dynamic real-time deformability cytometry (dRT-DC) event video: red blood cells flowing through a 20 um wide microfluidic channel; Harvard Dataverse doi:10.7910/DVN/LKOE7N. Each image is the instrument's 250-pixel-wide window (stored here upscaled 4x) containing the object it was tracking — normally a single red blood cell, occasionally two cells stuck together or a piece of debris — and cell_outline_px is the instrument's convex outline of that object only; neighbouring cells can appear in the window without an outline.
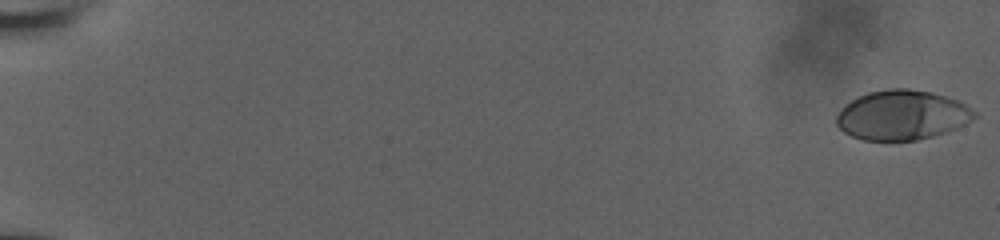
{"species": "human", "species_latin": "Homo sapiens", "temperature_condition": "room temperature", "stored_images_in_passage": 58, "camera_frame_rate_fps": 3000, "um_per_image_px": 0.085, "donor": {"sex": "male"}, "frame": {"image": 1, "passage_image": 1, "time_ms": 0.0, "image_size_px": [1000, 240], "cell_outline_px": [[976, 116], [972, 120], [956, 128], [932, 136], [916, 140], [864, 140], [852, 136], [844, 132], [836, 124], [836, 116], [840, 108], [852, 100], [868, 92], [888, 88], [908, 88], [932, 92], [956, 100], [964, 104], [976, 112]], "centroid_in_image_um": [76.65, 9.77], "position_along_channel_um": 8.4, "area_um2": 39.71}}
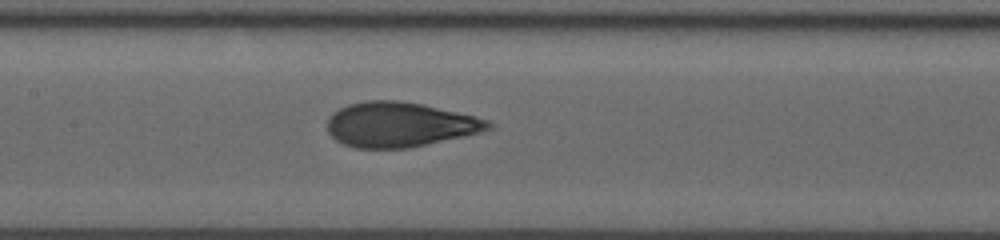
{"frame": {"image": 2, "passage_image": 31, "time_ms": 10.0, "image_size_px": [1000, 240], "cell_outline_px": [[492, 128], [480, 132], [464, 136], [408, 148], [352, 148], [336, 140], [328, 132], [328, 116], [332, 112], [348, 104], [364, 100], [396, 100], [424, 104], [488, 120], [492, 124]], "centroid_in_image_um": [33.93, 10.58], "position_along_channel_um": 173.5, "area_um2": 41.96}}
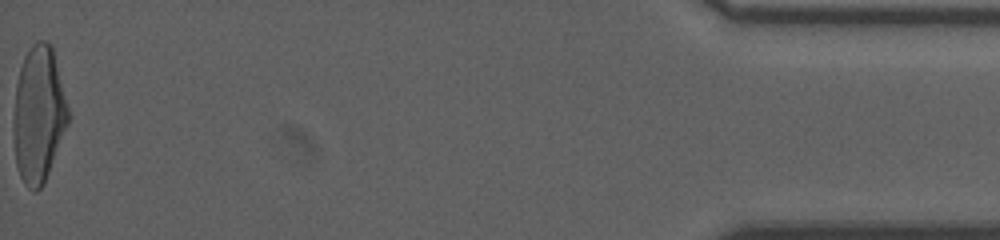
{"frame": {"image": 3, "passage_image": 58, "time_ms": 19.0, "image_size_px": [1000, 240], "cell_outline_px": [[72, 116], [44, 184], [36, 192], [32, 192], [24, 184], [20, 176], [16, 164], [12, 132], [12, 128], [16, 84], [20, 68], [24, 56], [32, 44], [36, 40], [44, 40], [52, 44]], "centroid_in_image_um": [3.3, 9.73], "position_along_channel_um": 431.9, "area_um2": 44.56}, "authors_computed_cell_mechanics": {"area_um2": 41.5582, "velocity_mm_per_s": 3.8413, "shape_relaxation_time_tau1_ms": 5.8153, "shape_relaxation_time_tau2_ms": 0.7249, "deformation_change_tau1": 0.2145, "deformation_change_tau2": 0.0738}}